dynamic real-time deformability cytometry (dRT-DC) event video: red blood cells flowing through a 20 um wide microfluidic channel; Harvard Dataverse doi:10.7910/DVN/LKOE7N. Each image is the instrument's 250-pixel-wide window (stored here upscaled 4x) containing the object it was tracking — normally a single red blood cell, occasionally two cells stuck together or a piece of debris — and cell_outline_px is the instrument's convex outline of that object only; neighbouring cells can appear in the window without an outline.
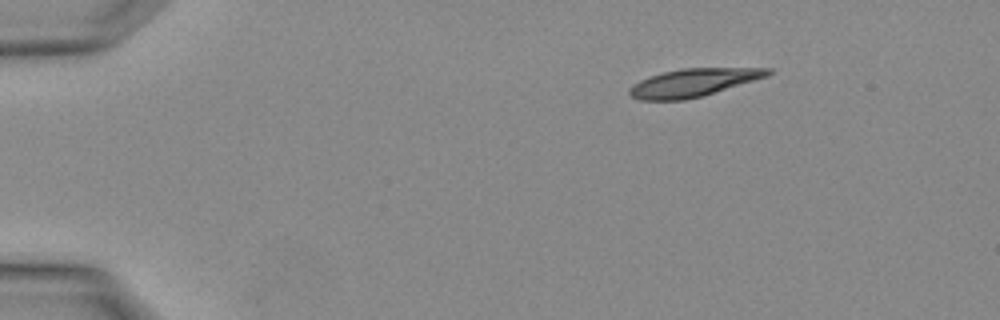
{"species": "Egyptian fruit bat (a non-hibernating species)", "species_latin": "Rousettus aegyptiacus", "temperature_condition": "warm", "stored_images_in_passage": 4, "camera_frame_rate_fps": 3000, "um_per_image_px": 0.085, "animal": {"sex": "female"}, "frame": {"image": 1, "passage_image": 4, "time_ms": 1.0, "image_size_px": [1000, 320], "cell_outline_px": [[772, 72], [768, 76], [704, 96], [684, 100], [640, 100], [632, 96], [628, 92], [628, 88], [640, 80], [664, 72], [684, 68], [772, 68]], "centroid_in_image_um": [58.95, 7.03], "position_along_channel_um": 26.0, "area_um2": 22.43}}